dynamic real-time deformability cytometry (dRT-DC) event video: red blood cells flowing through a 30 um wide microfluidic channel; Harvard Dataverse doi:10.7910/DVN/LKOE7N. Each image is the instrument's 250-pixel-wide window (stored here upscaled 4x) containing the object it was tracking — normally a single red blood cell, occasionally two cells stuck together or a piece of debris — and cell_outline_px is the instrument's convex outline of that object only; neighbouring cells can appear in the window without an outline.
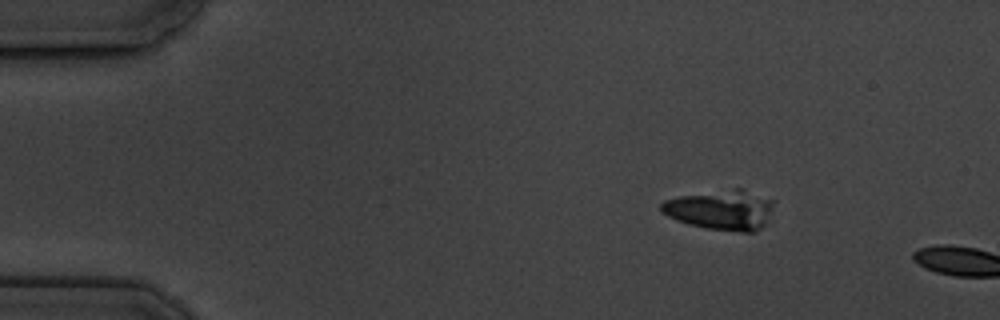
{"species": "common noctule bat (a hibernating species)", "species_latin": "Nyctalus noctula", "temperature_condition": "cold", "stored_images_in_passage": 2, "camera_frame_rate_fps": 3000, "um_per_image_px": 0.085, "animal": {"sex": "male", "body_mass_g": 19.5, "forearm_length_mm": 54.6}, "frame": {"image": 1, "passage_image": 1, "time_ms": 0.0, "image_size_px": [1000, 320], "cell_outline_px": [[776, 200], [764, 224], [756, 232], [740, 232], [708, 228], [688, 224], [676, 220], [660, 212], [660, 204], [664, 200], [680, 196], [736, 188], [740, 188]], "centroid_in_image_um": [61.28, 17.84], "position_along_channel_um": 23.7, "area_um2": 26.13}}